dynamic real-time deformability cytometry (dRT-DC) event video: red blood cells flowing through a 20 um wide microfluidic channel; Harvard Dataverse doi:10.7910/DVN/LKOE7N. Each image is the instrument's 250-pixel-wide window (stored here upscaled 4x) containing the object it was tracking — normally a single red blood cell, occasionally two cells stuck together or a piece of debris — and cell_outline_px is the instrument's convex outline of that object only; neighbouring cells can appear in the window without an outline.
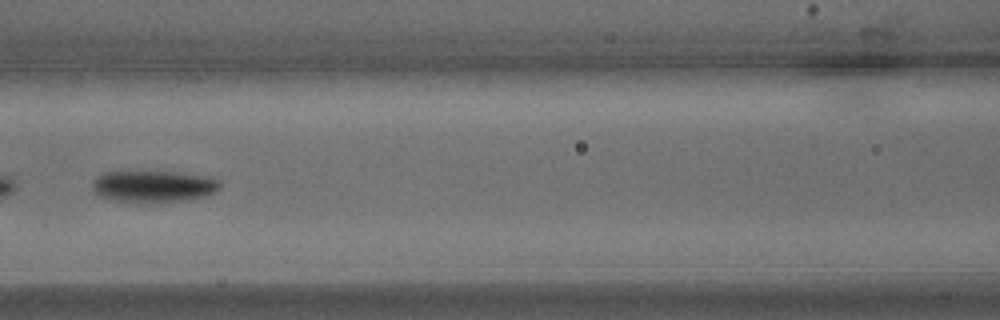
{"species": "common noctule bat (a hibernating species)", "species_latin": "Nyctalus noctula", "temperature_condition": "warm", "stored_images_in_passage": 31, "camera_frame_rate_fps": 3000, "um_per_image_px": 0.085, "animal": {"sex": "male", "body_mass_g": 15.6}, "frame": {"image": 1, "passage_image": 15, "time_ms": 4.667, "image_size_px": [1000, 320], "cell_outline_px": [[220, 188], [216, 192], [184, 200], [156, 204], [148, 204], [116, 200], [96, 196], [92, 188], [92, 184], [96, 176], [104, 172], [172, 172], [212, 176], [220, 180]], "centroid_in_image_um": [13.03, 15.86], "position_along_channel_um": 153.6, "area_um2": 23.99}}
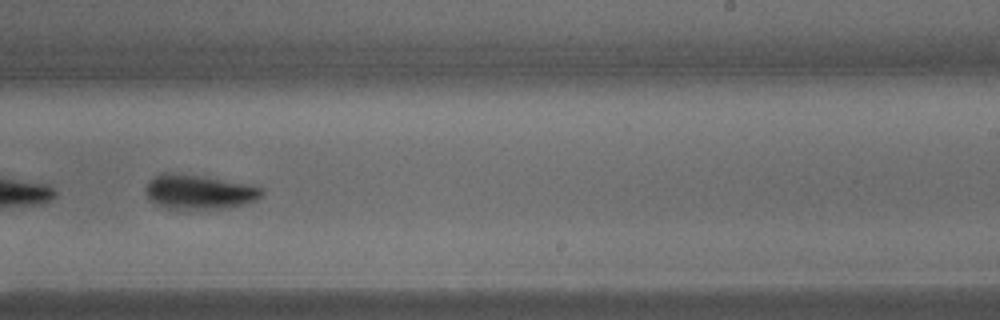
{"frame": {"image": 2, "passage_image": 21, "time_ms": 6.667, "image_size_px": [1000, 320], "cell_outline_px": [[264, 192], [256, 200], [240, 204], [220, 208], [168, 208], [156, 204], [144, 192], [144, 188], [148, 180], [152, 176], [160, 172], [164, 172], [204, 176], [244, 184], [260, 188]], "centroid_in_image_um": [16.81, 16.28], "position_along_channel_um": 272.2, "area_um2": 22.83}}
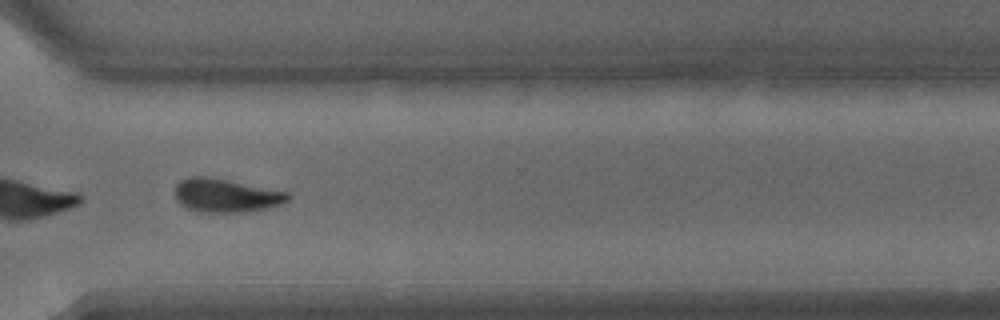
{"frame": {"image": 3, "passage_image": 25, "time_ms": 8.0, "image_size_px": [1000, 320], "cell_outline_px": [[292, 196], [288, 200], [280, 204], [264, 208], [240, 212], [200, 212], [188, 208], [180, 204], [176, 200], [176, 184], [180, 180], [188, 176], [208, 176], [288, 192]], "centroid_in_image_um": [19.17, 16.6], "position_along_channel_um": 351.4, "area_um2": 21.91}}